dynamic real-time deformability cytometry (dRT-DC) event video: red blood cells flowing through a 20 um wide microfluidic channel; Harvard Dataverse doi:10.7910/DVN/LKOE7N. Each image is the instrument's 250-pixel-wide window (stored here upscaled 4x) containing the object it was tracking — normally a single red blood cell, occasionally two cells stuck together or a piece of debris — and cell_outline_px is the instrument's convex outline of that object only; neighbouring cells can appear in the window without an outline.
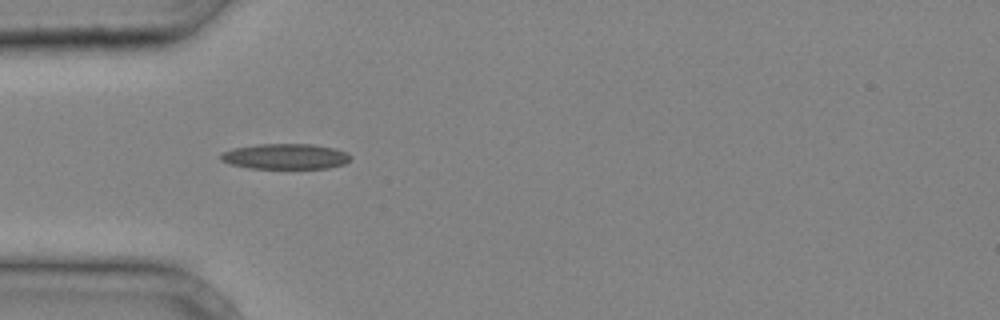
{"species": "common noctule bat (a hibernating species)", "species_latin": "Nyctalus noctula", "temperature_condition": "cold", "stored_images_in_passage": 27, "camera_frame_rate_fps": 3000, "um_per_image_px": 0.085, "animal": {"sex": "male", "body_mass_g": 20.4}, "frame": {"image": 1, "passage_image": 1, "time_ms": 0.0, "image_size_px": [1000, 320], "cell_outline_px": [[352, 156], [344, 164], [328, 168], [248, 168], [232, 164], [220, 160], [220, 152], [232, 148], [256, 144], [312, 144], [336, 148]], "centroid_in_image_um": [24.22, 13.29], "position_along_channel_um": 60.8, "area_um2": 19.31}}
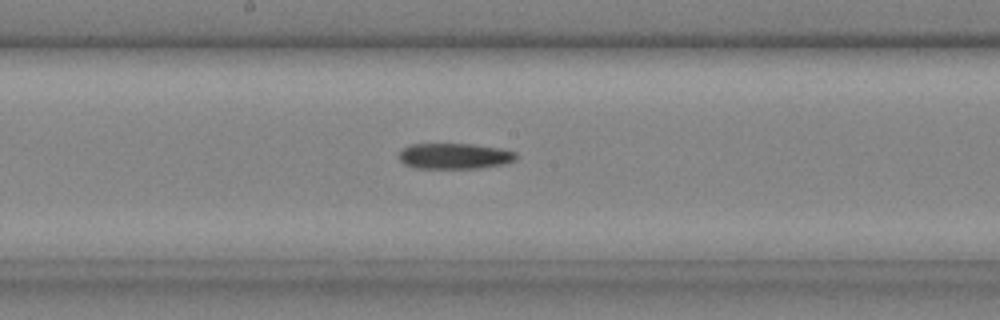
{"frame": {"image": 2, "passage_image": 10, "time_ms": 3.0, "image_size_px": [1000, 320], "cell_outline_px": [[516, 160], [504, 164], [480, 168], [412, 168], [404, 164], [396, 156], [404, 148], [412, 144], [472, 144], [500, 148], [516, 152]], "centroid_in_image_um": [38.62, 13.27], "position_along_channel_um": 209.6, "area_um2": 17.69}}
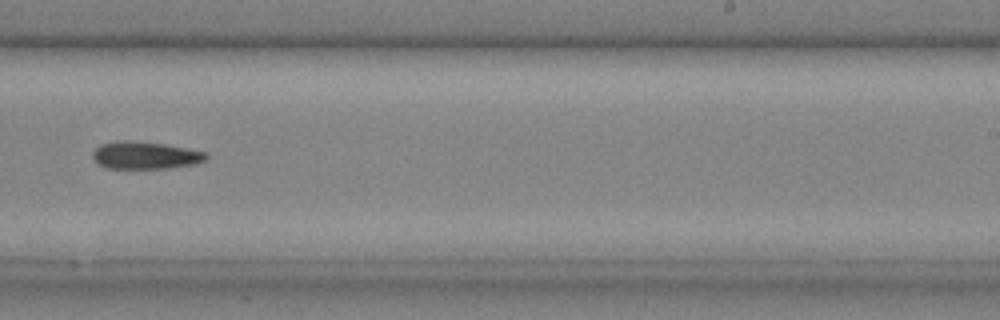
{"frame": {"image": 3, "passage_image": 14, "time_ms": 4.333, "image_size_px": [1000, 320], "cell_outline_px": [[208, 160], [192, 164], [168, 168], [108, 168], [100, 164], [92, 156], [92, 152], [100, 144], [116, 140], [132, 140], [164, 144], [188, 148], [204, 152], [208, 156]], "centroid_in_image_um": [12.34, 13.18], "position_along_channel_um": 276.7, "area_um2": 18.09}}